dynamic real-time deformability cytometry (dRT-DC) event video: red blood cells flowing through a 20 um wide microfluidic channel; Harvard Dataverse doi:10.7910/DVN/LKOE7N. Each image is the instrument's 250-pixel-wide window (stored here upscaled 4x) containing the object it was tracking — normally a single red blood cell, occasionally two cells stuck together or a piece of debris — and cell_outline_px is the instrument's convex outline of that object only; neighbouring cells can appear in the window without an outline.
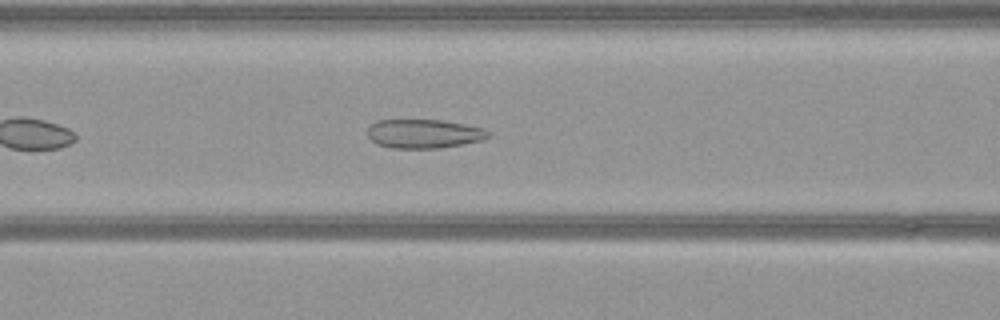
{"species": "common noctule bat (a hibernating species)", "species_latin": "Nyctalus noctula", "temperature_condition": "warm", "stored_images_in_passage": 26, "camera_frame_rate_fps": 3000, "um_per_image_px": 0.085, "animal": {"sex": "female", "body_mass_g": 21.9}, "frame": {"image": 1, "passage_image": 10, "time_ms": 3.0, "image_size_px": [1000, 320], "cell_outline_px": [[492, 132], [484, 140], [440, 148], [392, 148], [376, 144], [368, 136], [368, 128], [376, 120], [440, 120], [464, 124], [484, 128]], "centroid_in_image_um": [36.05, 11.37], "position_along_channel_um": 130.6, "area_um2": 20.4}}
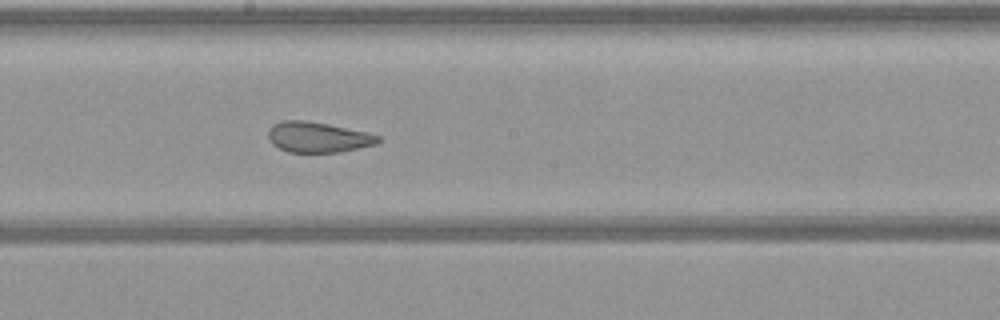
{"frame": {"image": 2, "passage_image": 17, "time_ms": 5.333, "image_size_px": [1000, 320], "cell_outline_px": [[380, 140], [376, 144], [340, 152], [288, 152], [272, 144], [268, 140], [268, 128], [272, 124], [280, 120], [304, 120], [328, 124], [368, 132], [380, 136]], "centroid_in_image_um": [26.99, 11.65], "position_along_channel_um": 221.2, "area_um2": 19.65}}
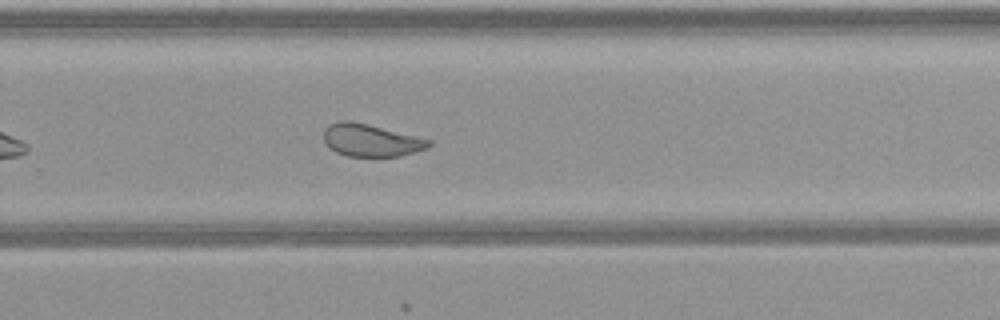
{"frame": {"image": 3, "passage_image": 23, "time_ms": 7.333, "image_size_px": [1000, 320], "cell_outline_px": [[432, 144], [428, 148], [400, 156], [348, 156], [336, 152], [328, 148], [324, 144], [324, 128], [328, 124], [340, 120], [348, 120], [368, 124], [432, 140]], "centroid_in_image_um": [31.49, 11.92], "position_along_channel_um": 298.3, "area_um2": 20.0}}